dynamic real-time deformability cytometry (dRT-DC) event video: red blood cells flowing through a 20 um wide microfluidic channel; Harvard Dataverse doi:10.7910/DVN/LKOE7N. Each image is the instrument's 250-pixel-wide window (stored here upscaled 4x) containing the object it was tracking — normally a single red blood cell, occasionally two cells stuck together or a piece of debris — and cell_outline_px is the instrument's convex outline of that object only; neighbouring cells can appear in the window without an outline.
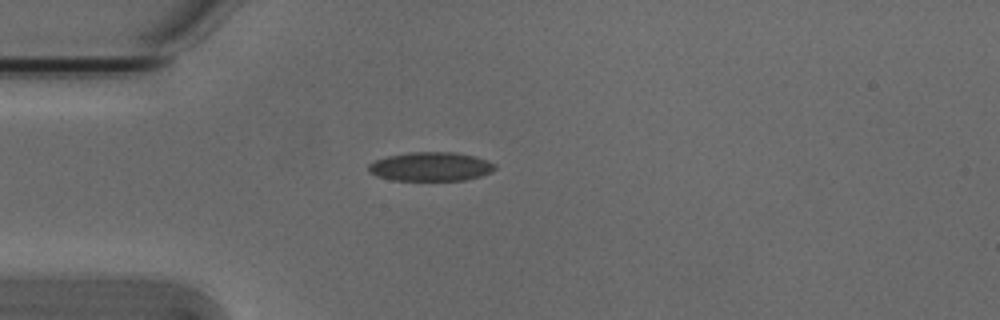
{"species": "Egyptian fruit bat (a non-hibernating species)", "species_latin": "Rousettus aegyptiacus", "temperature_condition": "cold", "stored_images_in_passage": 4, "camera_frame_rate_fps": 3000, "um_per_image_px": 0.085, "animal": {"sex": "male"}, "frame": {"image": 1, "passage_image": 4, "time_ms": 1.0, "image_size_px": [1000, 320], "cell_outline_px": [[496, 168], [492, 172], [480, 176], [464, 180], [392, 180], [376, 176], [368, 172], [368, 164], [376, 160], [388, 156], [408, 152], [452, 152], [476, 156], [488, 160], [496, 164]], "centroid_in_image_um": [36.62, 14.16], "position_along_channel_um": 48.4, "area_um2": 21.44}}